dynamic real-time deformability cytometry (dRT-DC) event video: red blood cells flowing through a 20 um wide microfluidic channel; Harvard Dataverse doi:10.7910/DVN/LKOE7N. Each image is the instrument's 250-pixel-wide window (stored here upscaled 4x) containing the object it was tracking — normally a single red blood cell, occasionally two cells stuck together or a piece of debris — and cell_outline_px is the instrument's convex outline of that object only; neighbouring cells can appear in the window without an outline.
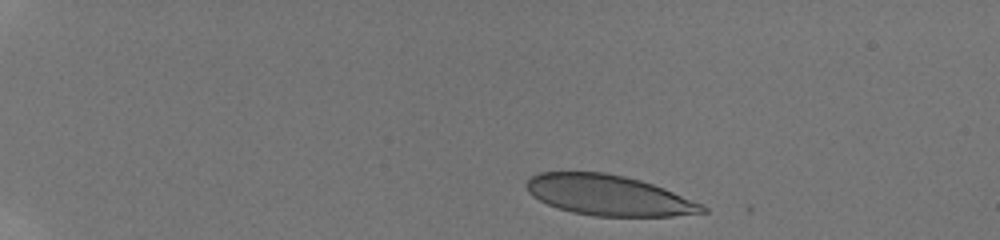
{"species": "human", "species_latin": "Homo sapiens", "temperature_condition": "room temperature", "stored_images_in_passage": 12, "camera_frame_rate_fps": 3000, "um_per_image_px": 0.085, "donor": {"sex": "male"}, "frame": {"image": 1, "passage_image": 1, "time_ms": 0.0, "image_size_px": [1000, 240], "cell_outline_px": [[708, 212], [672, 216], [596, 216], [572, 212], [548, 204], [532, 196], [528, 192], [528, 180], [532, 176], [540, 172], [604, 172], [624, 176], [640, 180], [664, 188], [704, 204], [708, 208]], "centroid_in_image_um": [51.79, 16.6], "position_along_channel_um": 33.2, "area_um2": 41.21}}
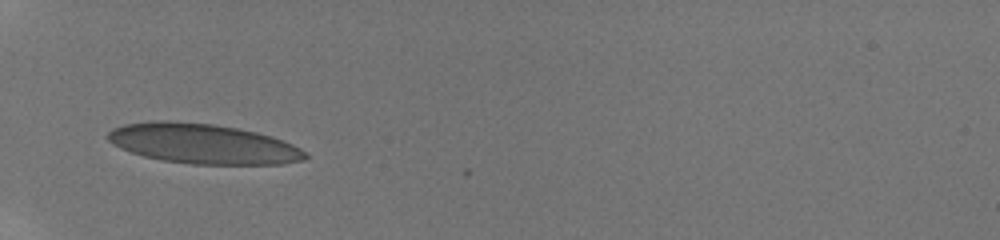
{"frame": {"image": 2, "passage_image": 7, "time_ms": 3.333, "image_size_px": [1000, 240], "cell_outline_px": [[308, 156], [304, 160], [284, 164], [192, 164], [164, 160], [144, 156], [120, 148], [112, 144], [104, 136], [112, 128], [124, 124], [148, 120], [168, 120], [212, 124], [236, 128], [256, 132], [272, 136], [284, 140], [300, 148]], "centroid_in_image_um": [17.22, 12.21], "position_along_channel_um": 67.8, "area_um2": 46.12}}
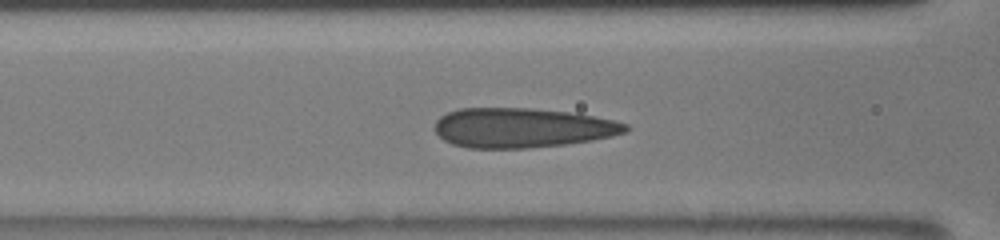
{"frame": {"image": 3, "passage_image": 10, "time_ms": 5.0, "image_size_px": [1000, 240], "cell_outline_px": [[628, 128], [624, 132], [612, 136], [592, 140], [564, 144], [528, 148], [468, 148], [452, 144], [444, 140], [432, 128], [436, 120], [440, 116], [448, 112], [460, 108], [528, 108], [576, 112], [612, 120], [628, 124]], "centroid_in_image_um": [44.34, 10.85], "position_along_channel_um": 122.3, "area_um2": 44.27}}